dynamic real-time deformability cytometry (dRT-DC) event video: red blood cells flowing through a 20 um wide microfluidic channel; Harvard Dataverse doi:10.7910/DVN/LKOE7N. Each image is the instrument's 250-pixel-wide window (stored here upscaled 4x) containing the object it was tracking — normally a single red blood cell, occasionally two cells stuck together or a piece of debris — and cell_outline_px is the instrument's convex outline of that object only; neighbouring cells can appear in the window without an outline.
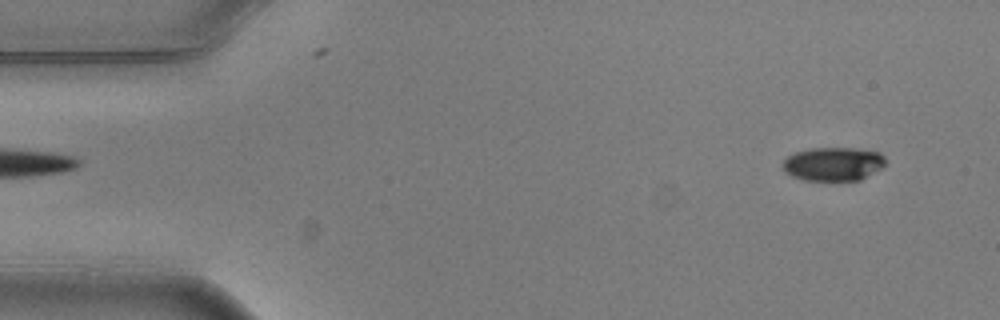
{"species": "common noctule bat (a hibernating species)", "species_latin": "Nyctalus noctula", "temperature_condition": "warm", "stored_images_in_passage": 4, "camera_frame_rate_fps": 3000, "um_per_image_px": 0.085, "animal": {"sex": "male", "body_mass_g": 20.5, "forearm_length_mm": 52.5}, "frame": {"image": 1, "passage_image": 1, "time_ms": 0.0, "image_size_px": [1000, 320], "cell_outline_px": [[884, 164], [880, 168], [860, 180], [804, 180], [792, 176], [780, 164], [788, 156], [796, 152], [808, 148], [856, 148], [880, 152], [884, 156]], "centroid_in_image_um": [70.81, 13.92], "position_along_channel_um": 14.2, "area_um2": 20.0}}
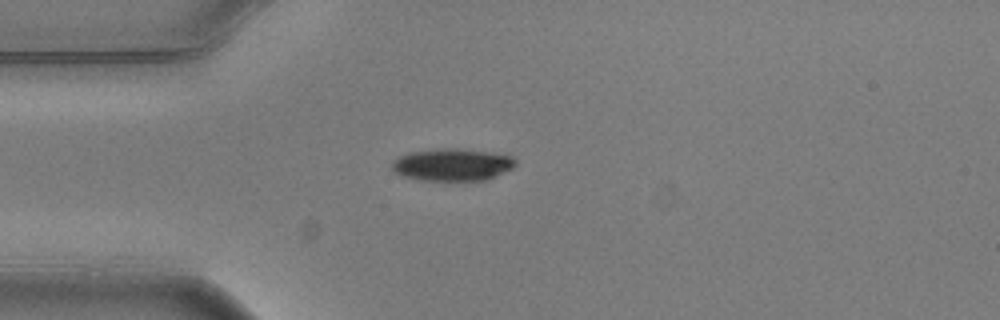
{"frame": {"image": 2, "passage_image": 4, "time_ms": 1.0, "image_size_px": [1000, 320], "cell_outline_px": [[516, 164], [512, 168], [488, 180], [420, 180], [404, 176], [396, 172], [392, 168], [392, 160], [408, 152], [444, 148], [456, 148], [492, 152], [512, 156], [516, 160]], "centroid_in_image_um": [38.46, 13.99], "position_along_channel_um": 46.5, "area_um2": 23.24}}